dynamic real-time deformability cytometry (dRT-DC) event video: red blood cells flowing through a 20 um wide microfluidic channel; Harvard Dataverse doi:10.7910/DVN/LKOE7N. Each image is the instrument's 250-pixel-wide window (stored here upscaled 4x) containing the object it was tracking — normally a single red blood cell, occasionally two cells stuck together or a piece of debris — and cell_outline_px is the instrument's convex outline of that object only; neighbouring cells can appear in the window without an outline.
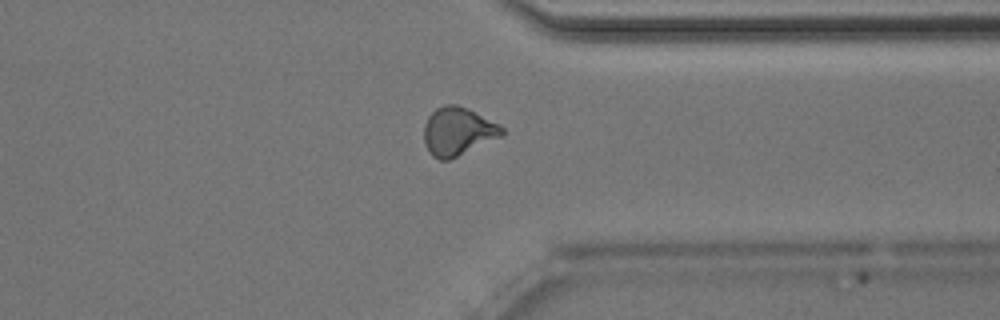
{"species": "Egyptian fruit bat (a non-hibernating species)", "species_latin": "Rousettus aegyptiacus", "temperature_condition": "room temperature", "stored_images_in_passage": 41, "camera_frame_rate_fps": 3000, "um_per_image_px": 0.085, "animal": {"sex": "male"}, "frame": {"image": 1, "passage_image": 30, "time_ms": 9.667, "image_size_px": [1000, 320], "cell_outline_px": [[504, 132], [500, 136], [448, 160], [440, 160], [432, 156], [428, 152], [424, 140], [424, 124], [428, 116], [436, 108], [444, 104], [456, 104], [468, 108], [500, 124], [504, 128]], "centroid_in_image_um": [38.89, 11.14], "position_along_channel_um": 372.5, "area_um2": 21.79}, "authors_computed_cell_mechanics": {"area_um2": 21.5016, "velocity_mm_per_s": 4.0514, "shape_relaxation_time_tau1_ms": 6.2153, "shape_relaxation_time_tau2_ms": 1.1621, "deformation_change_tau1": 0.1444, "deformation_change_tau2": 0.0773}}